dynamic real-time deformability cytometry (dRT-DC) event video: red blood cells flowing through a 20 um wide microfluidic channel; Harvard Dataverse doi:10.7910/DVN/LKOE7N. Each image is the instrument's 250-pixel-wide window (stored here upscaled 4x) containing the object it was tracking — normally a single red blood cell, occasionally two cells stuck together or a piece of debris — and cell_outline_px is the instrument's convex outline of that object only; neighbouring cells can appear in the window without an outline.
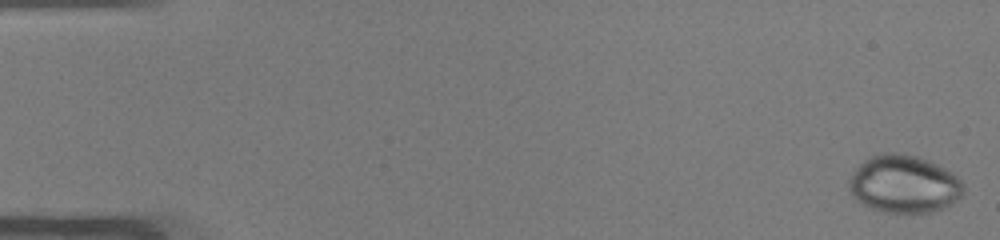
{"species": "common noctule bat (a hibernating species)", "species_latin": "Nyctalus noctula", "temperature_condition": "warm", "stored_images_in_passage": 50, "camera_frame_rate_fps": 3000, "um_per_image_px": 0.085, "animal": {"sex": "male", "body_mass_g": 19.0, "forearm_length_mm": 50.8}, "frame": {"image": 1, "passage_image": 1, "time_ms": 0.0, "image_size_px": [1000, 240], "cell_outline_px": [[964, 192], [960, 196], [948, 204], [940, 208], [928, 212], [884, 212], [860, 204], [852, 196], [848, 188], [848, 180], [856, 168], [864, 160], [876, 152], [896, 152], [916, 156], [928, 160], [952, 172], [964, 184]], "centroid_in_image_um": [76.78, 15.62], "position_along_channel_um": 8.2, "area_um2": 38.44}}
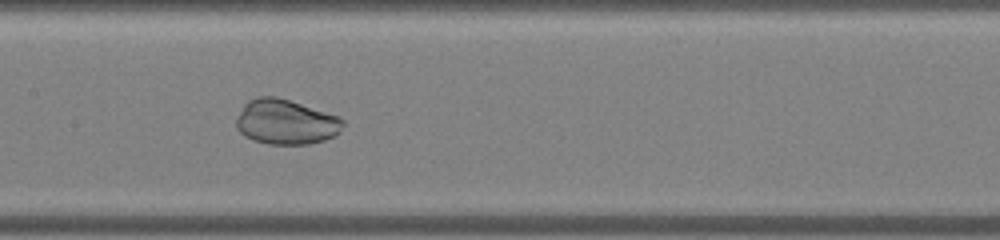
{"frame": {"image": 2, "passage_image": 25, "time_ms": 8.0, "image_size_px": [1000, 240], "cell_outline_px": [[344, 124], [340, 132], [336, 136], [324, 140], [308, 144], [268, 144], [252, 140], [244, 136], [236, 128], [236, 116], [244, 104], [248, 100], [256, 96], [276, 96], [340, 116], [344, 120]], "centroid_in_image_um": [24.29, 10.36], "position_along_channel_um": 183.1, "area_um2": 28.32}}
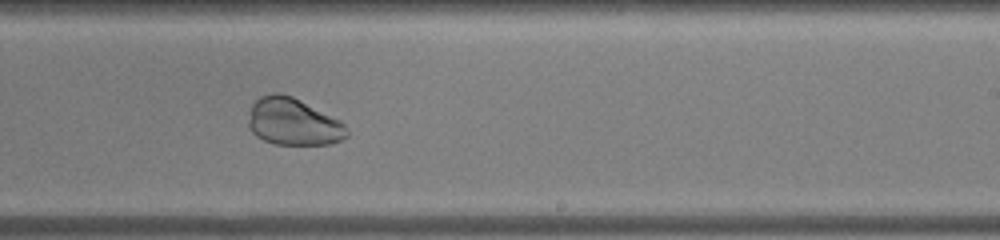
{"frame": {"image": 3, "passage_image": 31, "time_ms": 10.0, "image_size_px": [1000, 240], "cell_outline_px": [[348, 136], [332, 144], [272, 144], [256, 136], [252, 132], [248, 124], [248, 120], [252, 104], [260, 96], [272, 92], [280, 92], [292, 96], [340, 120], [344, 124], [348, 132]], "centroid_in_image_um": [24.91, 10.35], "position_along_channel_um": 264.1, "area_um2": 27.05}}